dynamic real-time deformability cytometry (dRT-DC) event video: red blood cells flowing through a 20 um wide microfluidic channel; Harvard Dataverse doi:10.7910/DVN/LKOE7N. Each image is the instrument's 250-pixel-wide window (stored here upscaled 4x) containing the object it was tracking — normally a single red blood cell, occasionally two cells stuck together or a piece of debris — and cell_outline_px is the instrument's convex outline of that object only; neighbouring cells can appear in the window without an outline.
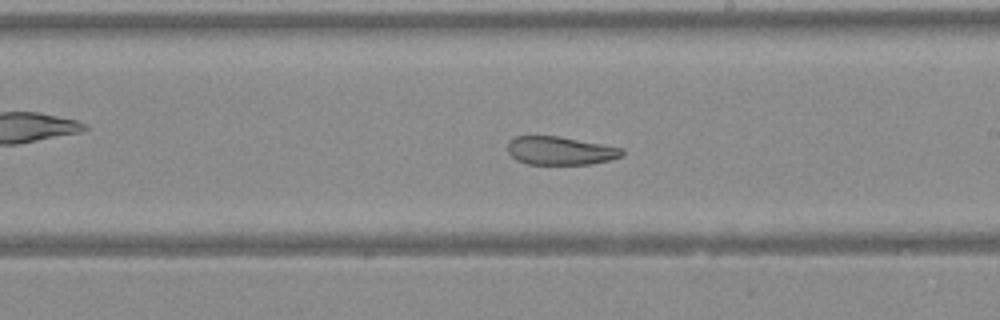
{"species": "Egyptian fruit bat (a non-hibernating species)", "species_latin": "Rousettus aegyptiacus", "temperature_condition": "warm", "stored_images_in_passage": 22, "camera_frame_rate_fps": 3000, "um_per_image_px": 0.085, "animal": {"sex": "female"}, "frame": {"image": 1, "passage_image": 13, "time_ms": 4.0, "image_size_px": [1000, 320], "cell_outline_px": [[624, 152], [620, 156], [608, 160], [592, 164], [528, 164], [516, 160], [508, 152], [508, 144], [516, 136], [556, 136], [624, 148]], "centroid_in_image_um": [47.62, 12.82], "position_along_channel_um": 241.4, "area_um2": 18.61}}
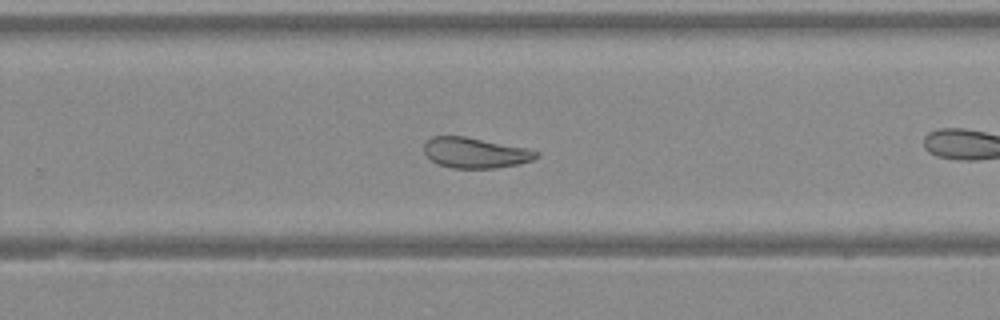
{"frame": {"image": 2, "passage_image": 16, "time_ms": 5.0, "image_size_px": [1000, 320], "cell_outline_px": [[540, 156], [532, 160], [520, 164], [496, 168], [452, 168], [440, 164], [432, 160], [424, 152], [424, 144], [432, 136], [464, 136], [528, 148], [540, 152]], "centroid_in_image_um": [40.44, 12.99], "position_along_channel_um": 289.4, "area_um2": 19.94}}